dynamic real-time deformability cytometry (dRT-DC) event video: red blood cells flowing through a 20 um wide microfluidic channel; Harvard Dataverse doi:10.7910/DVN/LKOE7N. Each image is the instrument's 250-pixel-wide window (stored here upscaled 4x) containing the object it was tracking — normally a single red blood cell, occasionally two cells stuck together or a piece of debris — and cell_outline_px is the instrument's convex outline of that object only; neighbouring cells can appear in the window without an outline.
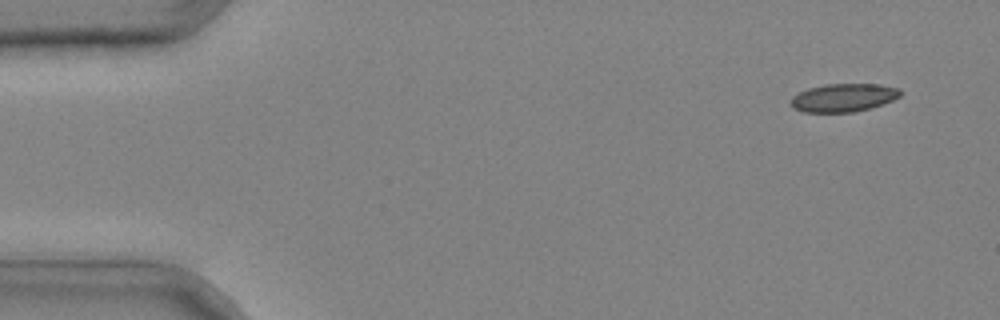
{"species": "common noctule bat (a hibernating species)", "species_latin": "Nyctalus noctula", "temperature_condition": "cold", "stored_images_in_passage": 39, "camera_frame_rate_fps": 3000, "um_per_image_px": 0.085, "animal": {"sex": "male", "body_mass_g": 20.4}, "frame": {"image": 1, "passage_image": 3, "time_ms": 0.667, "image_size_px": [1000, 320], "cell_outline_px": [[900, 96], [892, 100], [856, 112], [804, 112], [792, 108], [792, 96], [808, 88], [824, 84], [880, 84], [900, 88]], "centroid_in_image_um": [71.68, 8.29], "position_along_channel_um": 13.3, "area_um2": 17.86}}
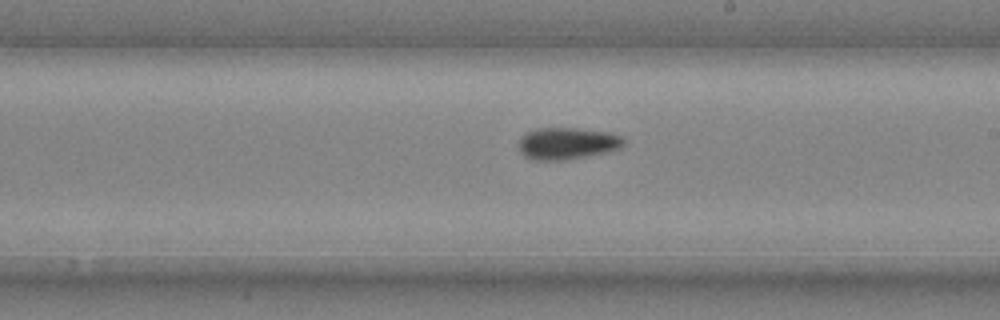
{"frame": {"image": 2, "passage_image": 25, "time_ms": 8.0, "image_size_px": [1000, 320], "cell_outline_px": [[624, 144], [620, 148], [608, 152], [588, 156], [564, 160], [532, 160], [524, 156], [520, 152], [520, 140], [528, 132], [540, 128], [576, 128], [608, 132], [624, 136]], "centroid_in_image_um": [48.26, 12.2], "position_along_channel_um": 240.7, "area_um2": 19.48}}
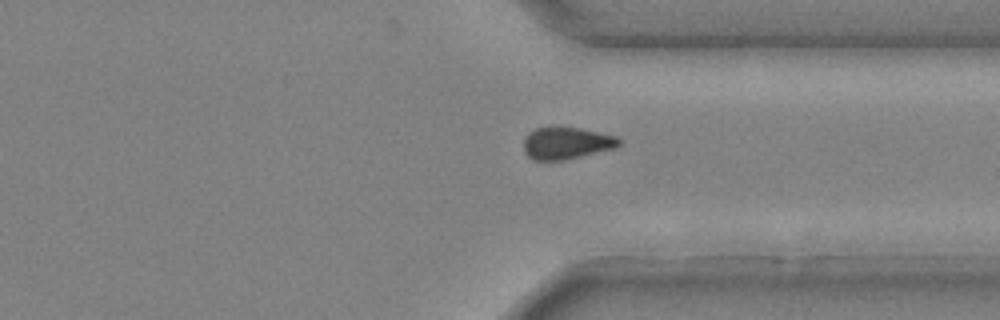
{"frame": {"image": 3, "passage_image": 33, "time_ms": 10.667, "image_size_px": [1000, 320], "cell_outline_px": [[620, 144], [616, 148], [564, 160], [532, 160], [524, 152], [524, 136], [528, 132], [536, 128], [580, 128], [620, 136]], "centroid_in_image_um": [48.17, 12.17], "position_along_channel_um": 363.2, "area_um2": 17.86}}